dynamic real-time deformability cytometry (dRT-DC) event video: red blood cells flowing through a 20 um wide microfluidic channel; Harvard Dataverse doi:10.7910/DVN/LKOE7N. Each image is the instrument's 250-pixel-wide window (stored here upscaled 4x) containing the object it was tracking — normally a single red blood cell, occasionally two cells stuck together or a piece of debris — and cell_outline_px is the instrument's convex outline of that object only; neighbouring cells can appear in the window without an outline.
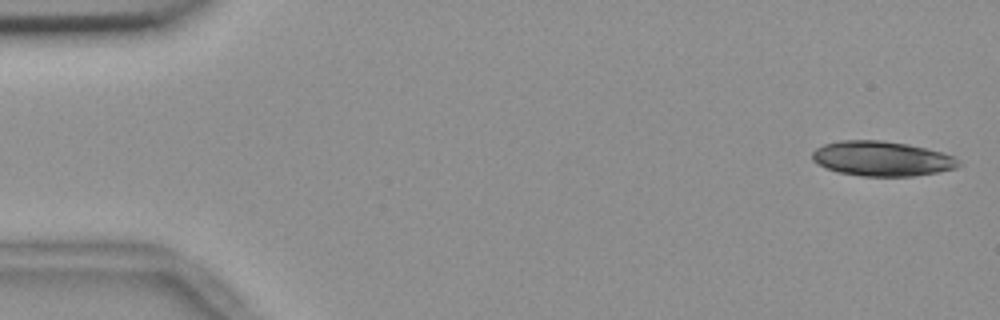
{"species": "common noctule bat (a hibernating species)", "species_latin": "Nyctalus noctula", "temperature_condition": "room temperature", "stored_images_in_passage": 4, "camera_frame_rate_fps": 3000, "um_per_image_px": 0.085, "animal": {"sex": "female", "body_mass_g": 18.4}, "frame": {"image": 1, "passage_image": 1, "time_ms": 0.0, "image_size_px": [1000, 320], "cell_outline_px": [[960, 164], [956, 168], [936, 172], [912, 176], [860, 176], [836, 172], [812, 160], [812, 152], [816, 148], [824, 144], [840, 140], [884, 140], [908, 144], [944, 152], [952, 156]], "centroid_in_image_um": [74.93, 13.47], "position_along_channel_um": 10.1, "area_um2": 29.65}}